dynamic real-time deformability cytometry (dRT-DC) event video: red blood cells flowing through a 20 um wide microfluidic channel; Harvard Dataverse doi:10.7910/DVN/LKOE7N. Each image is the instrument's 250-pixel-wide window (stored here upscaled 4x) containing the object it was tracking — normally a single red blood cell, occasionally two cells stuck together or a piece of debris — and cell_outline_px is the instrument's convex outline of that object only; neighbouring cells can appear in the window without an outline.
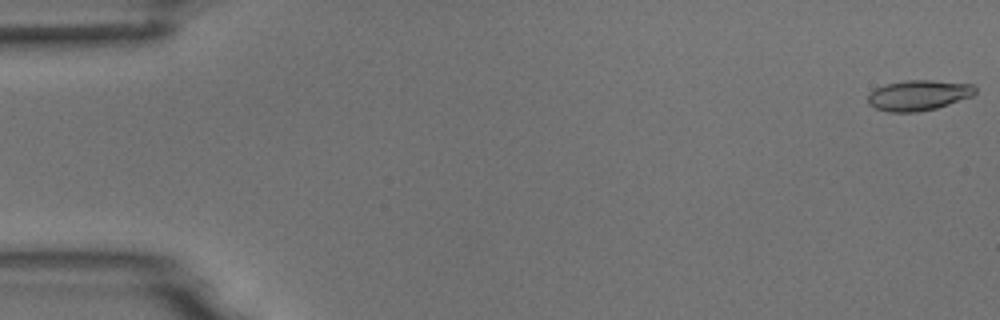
{"species": "common noctule bat (a hibernating species)", "species_latin": "Nyctalus noctula", "temperature_condition": "room temperature", "stored_images_in_passage": 54, "camera_frame_rate_fps": 3000, "um_per_image_px": 0.085, "animal": {"sex": "male", "body_mass_g": 18.8}, "frame": {"image": 1, "passage_image": 1, "time_ms": 0.0, "image_size_px": [1000, 320], "cell_outline_px": [[976, 92], [972, 96], [936, 108], [916, 112], [888, 112], [876, 108], [868, 104], [868, 96], [876, 88], [888, 84], [904, 80], [932, 80], [972, 84], [976, 88]], "centroid_in_image_um": [78.08, 8.1], "position_along_channel_um": 6.9, "area_um2": 18.84}}
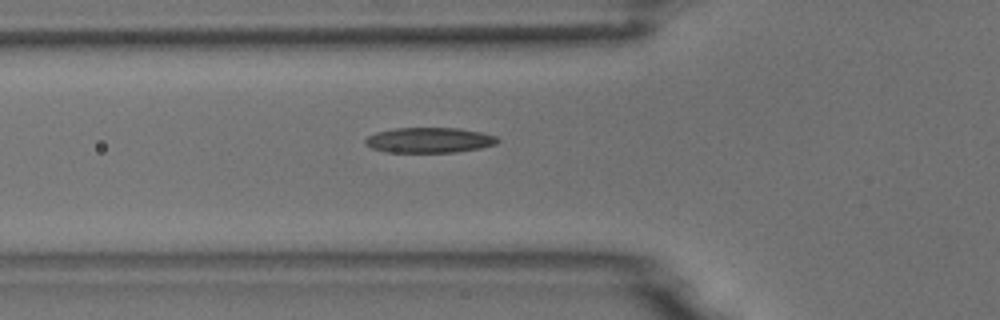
{"frame": {"image": 2, "passage_image": 19, "time_ms": 6.0, "image_size_px": [1000, 320], "cell_outline_px": [[500, 140], [496, 144], [480, 148], [456, 152], [388, 152], [372, 148], [364, 144], [364, 140], [368, 136], [376, 132], [396, 128], [460, 128], [480, 132], [496, 136]], "centroid_in_image_um": [36.49, 11.91], "position_along_channel_um": 89.3, "area_um2": 19.48}}
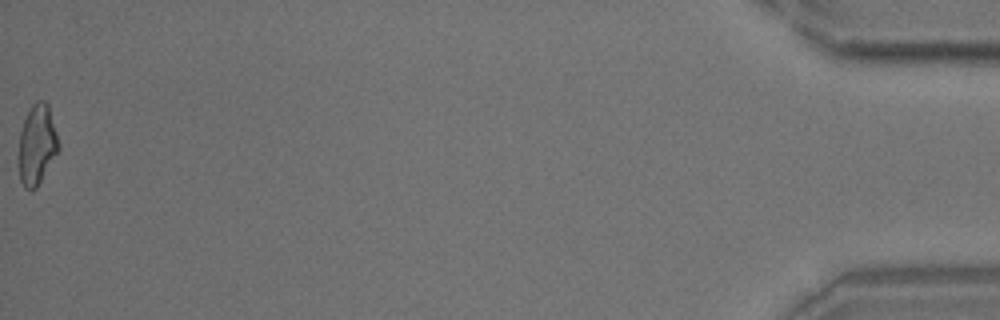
{"frame": {"image": 3, "passage_image": 54, "time_ms": 17.667, "image_size_px": [1000, 320], "cell_outline_px": [[60, 148], [36, 188], [32, 192], [24, 188], [20, 180], [16, 164], [16, 156], [20, 132], [24, 120], [32, 104], [36, 100], [44, 100], [48, 104], [60, 144]], "centroid_in_image_um": [3.1, 12.34], "position_along_channel_um": 432.1, "area_um2": 19.19}, "authors_computed_cell_mechanics": {"area_um2": 18.8717, "velocity_mm_per_s": 3.7834, "shape_relaxation_time_tau1_ms": 6.4551, "shape_relaxation_time_tau2_ms": 4.2802, "deformation_change_tau1": 0.1972, "deformation_change_tau2": 0.1187}}